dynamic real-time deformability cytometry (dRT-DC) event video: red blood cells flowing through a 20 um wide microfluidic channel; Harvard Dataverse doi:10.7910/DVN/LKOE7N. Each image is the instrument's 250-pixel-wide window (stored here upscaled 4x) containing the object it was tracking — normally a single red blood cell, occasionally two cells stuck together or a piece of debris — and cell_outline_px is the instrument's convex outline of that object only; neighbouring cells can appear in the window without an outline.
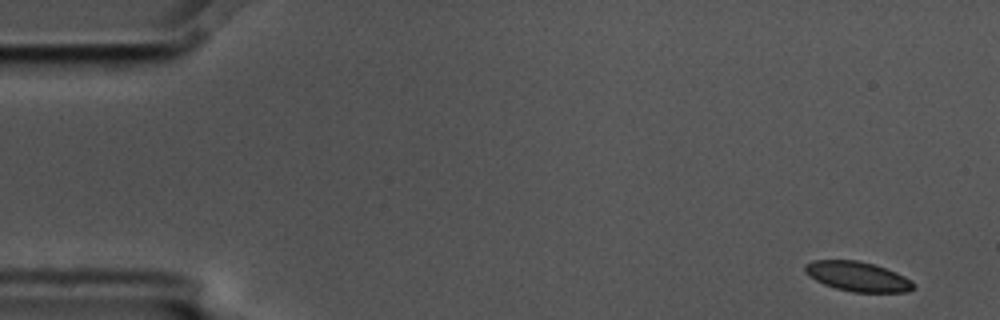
{"species": "common noctule bat (a hibernating species)", "species_latin": "Nyctalus noctula", "temperature_condition": "cold", "stored_images_in_passage": 6, "camera_frame_rate_fps": 3000, "um_per_image_px": 0.085, "animal": {"sex": "male", "body_mass_g": 17.5, "forearm_length_mm": 52.3}, "frame": {"image": 1, "passage_image": 1, "time_ms": 0.0, "image_size_px": [1000, 320], "cell_outline_px": [[916, 288], [908, 292], [852, 292], [836, 288], [824, 284], [808, 276], [804, 272], [804, 264], [812, 260], [856, 260], [872, 264], [896, 272], [912, 280]], "centroid_in_image_um": [72.89, 23.5], "position_along_channel_um": 12.1, "area_um2": 18.84}}
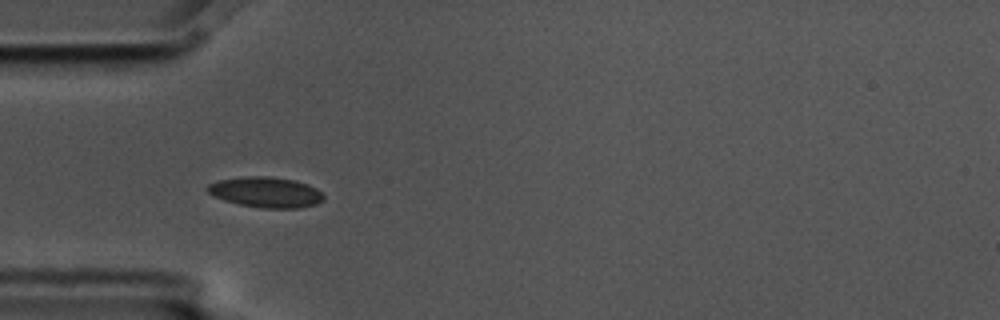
{"frame": {"image": 2, "passage_image": 5, "time_ms": 1.333, "image_size_px": [1000, 320], "cell_outline_px": [[324, 200], [316, 204], [300, 208], [260, 208], [240, 204], [224, 200], [212, 196], [204, 188], [208, 184], [220, 180], [244, 176], [264, 176], [292, 180], [308, 184], [316, 188], [324, 196]], "centroid_in_image_um": [22.57, 16.34], "position_along_channel_um": 62.4, "area_um2": 20.63}}